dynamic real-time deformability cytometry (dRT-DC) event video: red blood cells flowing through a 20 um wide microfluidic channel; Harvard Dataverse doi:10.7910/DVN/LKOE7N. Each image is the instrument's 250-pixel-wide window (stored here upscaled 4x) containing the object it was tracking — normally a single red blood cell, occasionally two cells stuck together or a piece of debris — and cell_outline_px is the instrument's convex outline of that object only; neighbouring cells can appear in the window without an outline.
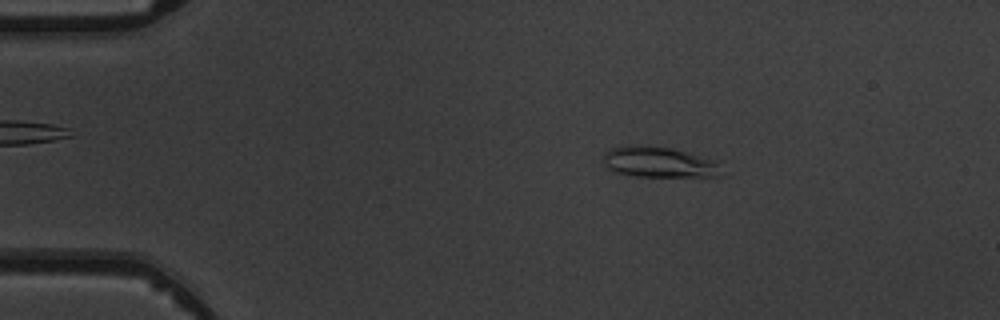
{"species": "common noctule bat (a hibernating species)", "species_latin": "Nyctalus noctula", "temperature_condition": "warm", "stored_images_in_passage": 5, "camera_frame_rate_fps": 3000, "um_per_image_px": 0.085, "animal": {"sex": "male", "body_mass_g": 19.5, "forearm_length_mm": 54.6}, "frame": {"image": 1, "passage_image": 2, "time_ms": 1.333, "image_size_px": [1000, 320], "cell_outline_px": [[716, 176], [636, 176], [616, 172], [608, 168], [604, 164], [604, 152], [612, 148], [628, 144], [636, 144], [668, 148], [688, 152], [712, 160]], "centroid_in_image_um": [55.82, 13.75], "position_along_channel_um": 29.2, "area_um2": 20.29}}
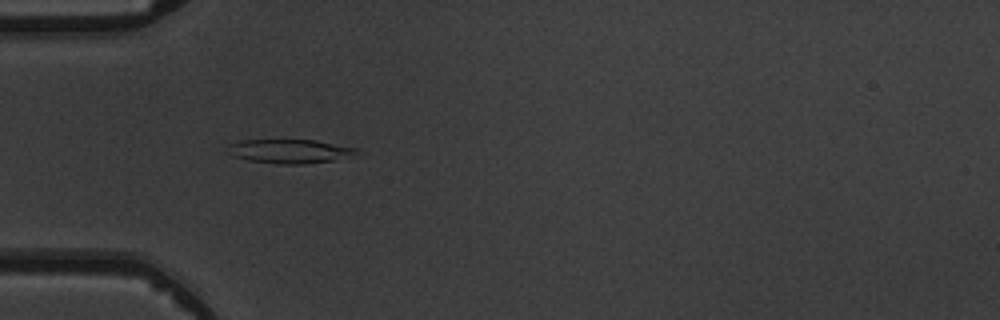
{"frame": {"image": 2, "passage_image": 4, "time_ms": 3.667, "image_size_px": [1000, 320], "cell_outline_px": [[360, 148], [356, 152], [332, 160], [304, 164], [276, 164], [248, 160], [232, 156], [224, 152], [228, 144], [244, 140], [316, 140]], "centroid_in_image_um": [24.51, 12.85], "position_along_channel_um": 60.5, "area_um2": 17.98}}
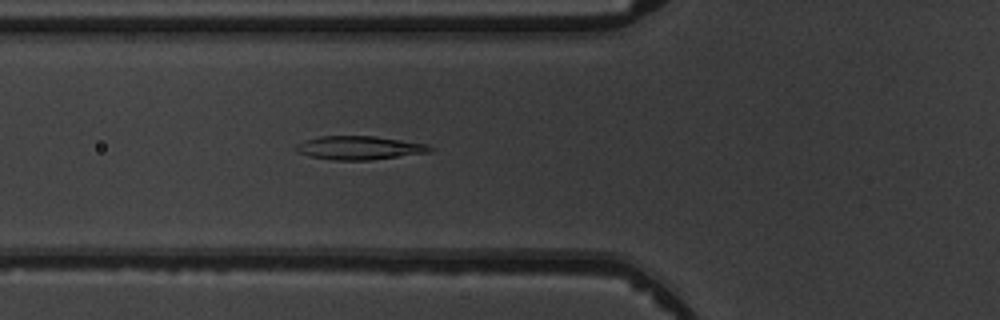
{"frame": {"image": 3, "passage_image": 5, "time_ms": 4.667, "image_size_px": [1000, 320], "cell_outline_px": [[436, 148], [432, 152], [372, 160], [332, 160], [308, 156], [296, 152], [296, 144], [304, 140], [320, 136], [376, 136], [428, 144]], "centroid_in_image_um": [30.58, 12.57], "position_along_channel_um": 95.2, "area_um2": 18.73}}